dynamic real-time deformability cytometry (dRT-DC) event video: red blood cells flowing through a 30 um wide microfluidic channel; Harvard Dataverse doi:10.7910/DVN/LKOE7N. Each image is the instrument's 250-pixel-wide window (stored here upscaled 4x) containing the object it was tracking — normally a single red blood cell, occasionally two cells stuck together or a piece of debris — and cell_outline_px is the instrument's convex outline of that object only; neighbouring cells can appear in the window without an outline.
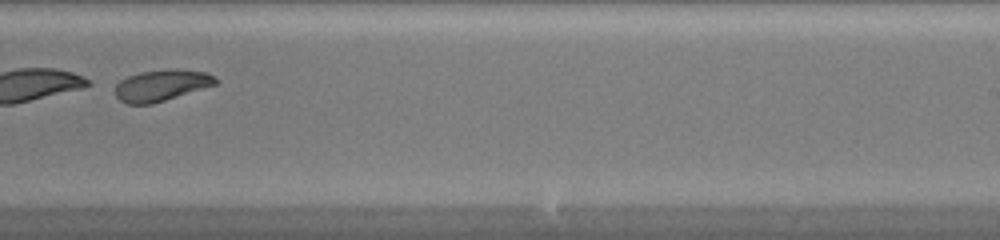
{"species": "common noctule bat (a hibernating species)", "species_latin": "Nyctalus noctula", "temperature_condition": "warm", "stored_images_in_passage": 27, "camera_frame_rate_fps": 3000, "um_per_image_px": 0.085, "animal": {"sex": "female", "body_mass_g": 20.0, "forearm_length_mm": 54.0}, "frame": {"image": 1, "passage_image": 20, "time_ms": 6.333, "image_size_px": [1000, 240], "cell_outline_px": [[216, 84], [152, 104], [128, 104], [120, 100], [116, 96], [116, 84], [120, 80], [128, 76], [140, 72], [204, 72], [216, 76]], "centroid_in_image_um": [13.65, 7.31], "position_along_channel_um": 275.3, "area_um2": 17.22}}
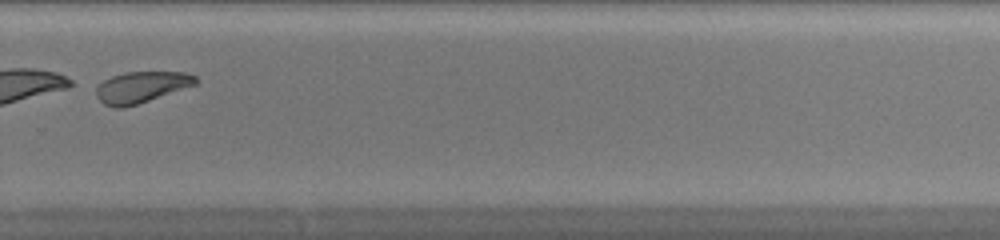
{"frame": {"image": 2, "passage_image": 23, "time_ms": 7.333, "image_size_px": [1000, 240], "cell_outline_px": [[200, 80], [196, 84], [124, 108], [116, 108], [104, 104], [96, 96], [96, 88], [104, 80], [112, 76], [124, 72], [184, 72], [196, 76]], "centroid_in_image_um": [12.0, 7.39], "position_along_channel_um": 317.8, "area_um2": 17.86}, "authors_computed_cell_mechanics": {"area_um2": 18.785, "velocity_mm_per_s": 4.2306, "shape_relaxation_time_tau1_ms": 4.4492, "shape_relaxation_time_tau2_ms": null, "deformation_change_tau1": 0.1144, "deformation_change_tau2": null}}